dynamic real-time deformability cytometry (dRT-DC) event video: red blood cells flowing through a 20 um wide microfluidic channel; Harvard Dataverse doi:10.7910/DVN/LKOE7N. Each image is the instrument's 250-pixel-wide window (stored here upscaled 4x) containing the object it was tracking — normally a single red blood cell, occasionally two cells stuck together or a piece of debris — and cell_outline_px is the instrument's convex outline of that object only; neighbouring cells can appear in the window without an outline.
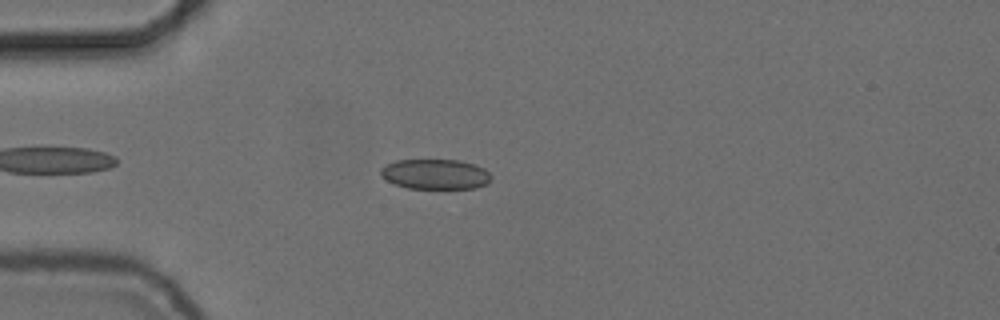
{"species": "common noctule bat (a hibernating species)", "species_latin": "Nyctalus noctula", "temperature_condition": "cold", "stored_images_in_passage": 47, "camera_frame_rate_fps": 3000, "um_per_image_px": 0.085, "animal": {"sex": "female", "body_mass_g": 24.6, "forearm_length_mm": 56.2}, "frame": {"image": 1, "passage_image": 7, "time_ms": 2.0, "image_size_px": [1000, 320], "cell_outline_px": [[492, 176], [488, 184], [476, 188], [408, 188], [396, 184], [380, 176], [380, 168], [396, 160], [460, 160], [476, 164], [484, 168]], "centroid_in_image_um": [37.04, 14.8], "position_along_channel_um": 48.0, "area_um2": 19.42}}
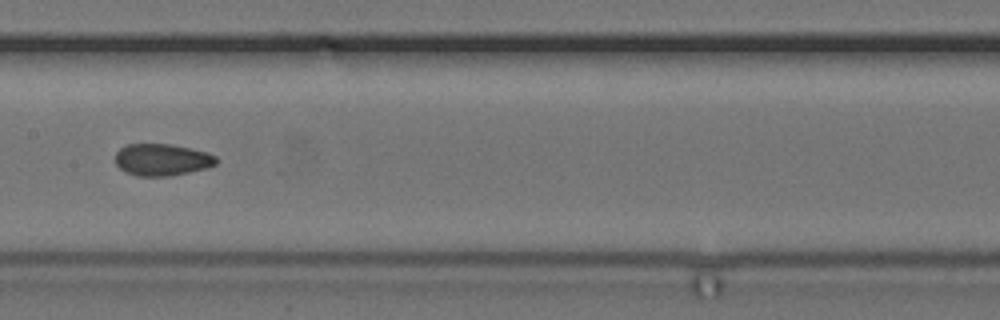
{"frame": {"image": 2, "passage_image": 20, "time_ms": 6.333, "image_size_px": [1000, 320], "cell_outline_px": [[216, 164], [208, 168], [168, 176], [136, 176], [120, 168], [116, 164], [116, 152], [120, 148], [128, 144], [172, 144], [192, 148], [208, 152], [216, 156]], "centroid_in_image_um": [13.79, 13.57], "position_along_channel_um": 193.6, "area_um2": 18.79}}
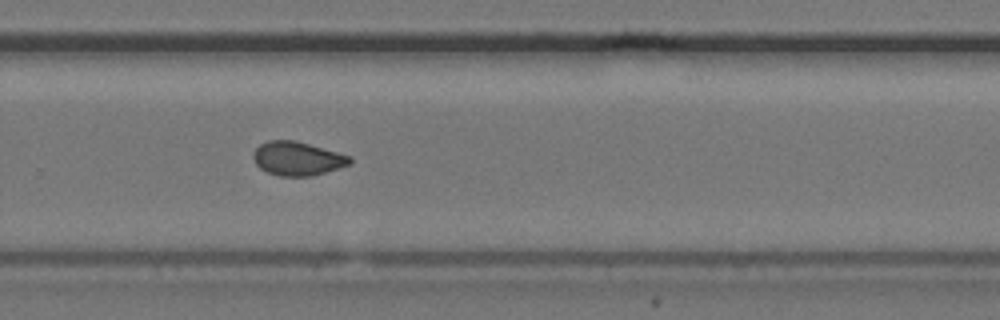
{"frame": {"image": 3, "passage_image": 29, "time_ms": 9.333, "image_size_px": [1000, 320], "cell_outline_px": [[352, 164], [312, 176], [280, 176], [268, 172], [260, 168], [256, 164], [252, 156], [256, 148], [260, 144], [268, 140], [296, 140], [352, 156]], "centroid_in_image_um": [25.3, 13.47], "position_along_channel_um": 304.5, "area_um2": 19.13}, "authors_computed_cell_mechanics": {"area_um2": 19.0162, "velocity_mm_per_s": 3.7163, "shape_relaxation_time_tau1_ms": null, "shape_relaxation_time_tau2_ms": 2.0839, "deformation_change_tau1": null, "deformation_change_tau2": 0.0558}}